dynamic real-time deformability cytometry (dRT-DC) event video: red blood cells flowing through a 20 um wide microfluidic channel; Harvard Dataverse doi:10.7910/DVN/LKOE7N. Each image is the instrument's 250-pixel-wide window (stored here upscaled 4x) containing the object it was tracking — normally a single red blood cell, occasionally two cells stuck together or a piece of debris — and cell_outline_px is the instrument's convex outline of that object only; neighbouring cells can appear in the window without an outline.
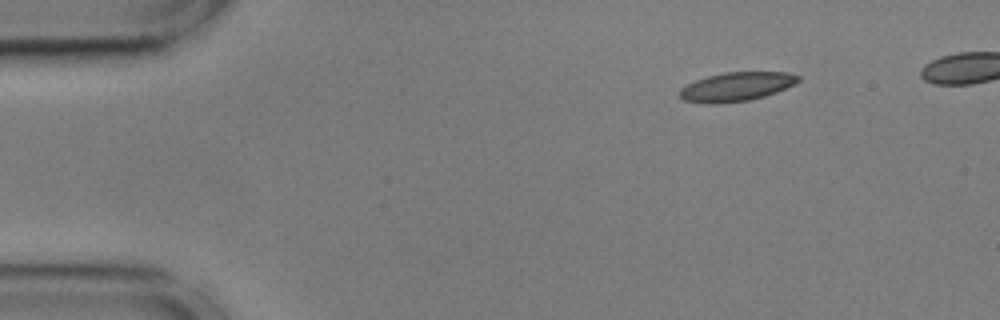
{"species": "common noctule bat (a hibernating species)", "species_latin": "Nyctalus noctula", "temperature_condition": "cold", "stored_images_in_passage": 45, "camera_frame_rate_fps": 3000, "um_per_image_px": 0.085, "animal": {"sex": "male", "body_mass_g": 17.9, "forearm_length_mm": 54.2}, "frame": {"image": 1, "passage_image": 1, "time_ms": 0.0, "image_size_px": [1000, 320], "cell_outline_px": [[800, 80], [776, 92], [764, 96], [748, 100], [720, 104], [708, 104], [684, 100], [680, 96], [680, 88], [696, 80], [708, 76], [724, 72], [788, 72], [800, 76]], "centroid_in_image_um": [62.58, 7.37], "position_along_channel_um": 22.4, "area_um2": 19.83}}
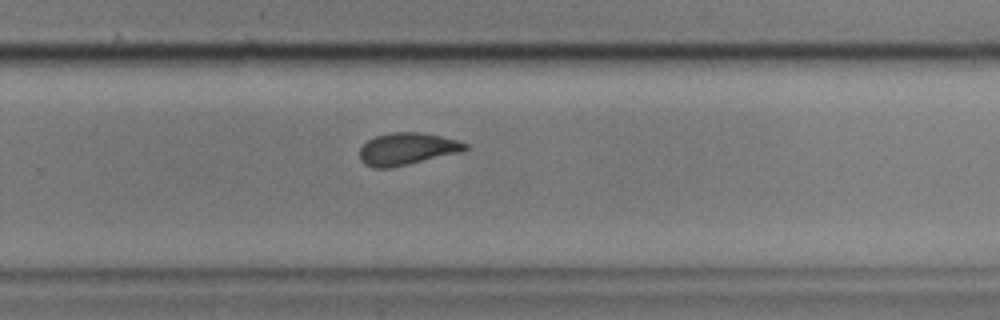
{"frame": {"image": 2, "passage_image": 30, "time_ms": 9.667, "image_size_px": [1000, 320], "cell_outline_px": [[468, 148], [460, 152], [392, 168], [372, 168], [364, 164], [360, 160], [360, 148], [368, 140], [376, 136], [388, 132], [424, 132], [456, 140], [468, 144]], "centroid_in_image_um": [34.57, 12.66], "position_along_channel_um": 295.2, "area_um2": 19.83}}
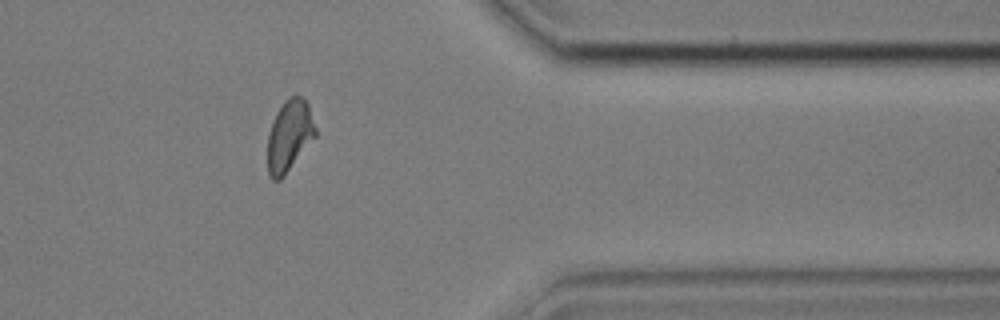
{"frame": {"image": 3, "passage_image": 39, "time_ms": 12.667, "image_size_px": [1000, 320], "cell_outline_px": [[316, 136], [284, 176], [280, 180], [272, 180], [268, 172], [268, 136], [272, 120], [276, 112], [284, 100], [288, 96], [304, 96], [308, 104], [316, 128]], "centroid_in_image_um": [24.6, 11.51], "position_along_channel_um": 386.8, "area_um2": 20.0}, "authors_computed_cell_mechanics": {"area_um2": 19.9988, "velocity_mm_per_s": 3.588, "shape_relaxation_time_tau1_ms": 8.4248, "shape_relaxation_time_tau2_ms": 1.8541, "deformation_change_tau1": 0.2169, "deformation_change_tau2": 0.0856}}